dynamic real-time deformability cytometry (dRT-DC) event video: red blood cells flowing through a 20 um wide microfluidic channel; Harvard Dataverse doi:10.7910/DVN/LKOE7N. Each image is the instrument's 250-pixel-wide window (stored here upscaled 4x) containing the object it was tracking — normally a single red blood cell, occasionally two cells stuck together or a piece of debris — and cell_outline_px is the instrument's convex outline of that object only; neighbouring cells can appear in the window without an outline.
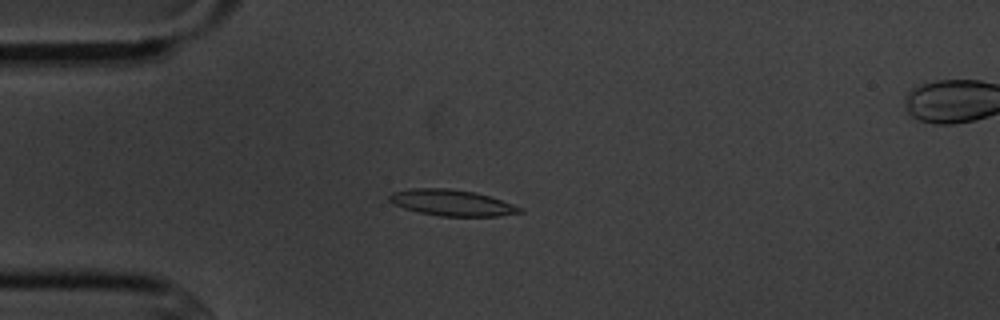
{"species": "common noctule bat (a hibernating species)", "species_latin": "Nyctalus noctula", "temperature_condition": "cold", "stored_images_in_passage": 4, "camera_frame_rate_fps": 3000, "um_per_image_px": 0.085, "animal": {"sex": "male", "body_mass_g": 20.1, "forearm_length_mm": 53.5}, "frame": {"image": 1, "passage_image": 3, "time_ms": 2.333, "image_size_px": [1000, 320], "cell_outline_px": [[524, 212], [500, 216], [440, 216], [420, 212], [404, 208], [392, 204], [388, 200], [388, 196], [392, 192], [412, 188], [448, 188], [476, 192], [524, 208]], "centroid_in_image_um": [38.39, 17.23], "position_along_channel_um": 46.6, "area_um2": 19.88}}